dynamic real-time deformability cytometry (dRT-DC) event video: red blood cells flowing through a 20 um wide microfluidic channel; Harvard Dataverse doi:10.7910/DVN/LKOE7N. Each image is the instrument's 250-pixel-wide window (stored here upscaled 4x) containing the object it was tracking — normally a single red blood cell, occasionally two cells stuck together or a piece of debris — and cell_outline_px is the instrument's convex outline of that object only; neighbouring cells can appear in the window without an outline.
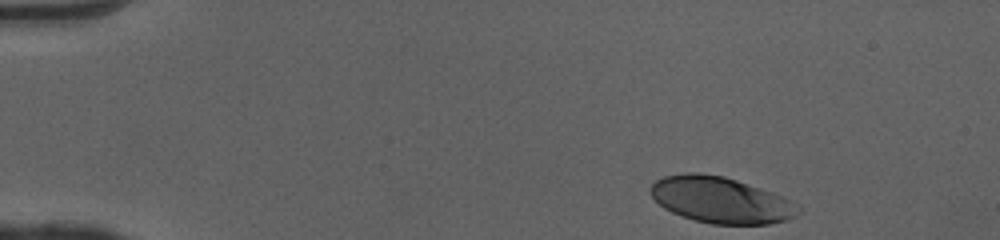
{"species": "human", "species_latin": "Homo sapiens", "temperature_condition": "cold", "stored_images_in_passage": 38, "camera_frame_rate_fps": 3000, "um_per_image_px": 0.085, "donor": {"sex": "female"}, "frame": {"image": 1, "passage_image": 1, "time_ms": 0.0, "image_size_px": [1000, 240], "cell_outline_px": [[804, 208], [796, 216], [788, 220], [768, 224], [712, 224], [696, 220], [672, 212], [664, 208], [648, 192], [652, 184], [656, 180], [664, 176], [688, 172], [696, 172], [724, 176], [772, 192], [800, 204]], "centroid_in_image_um": [61.31, 17.0], "position_along_channel_um": 23.7, "area_um2": 39.82}}
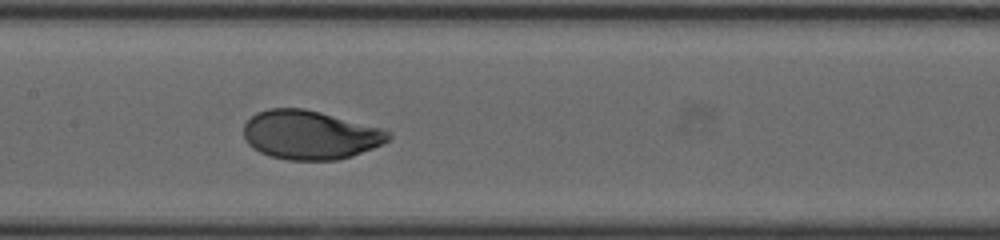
{"frame": {"image": 2, "passage_image": 20, "time_ms": 6.333, "image_size_px": [1000, 240], "cell_outline_px": [[392, 136], [388, 140], [372, 148], [352, 156], [336, 160], [288, 160], [268, 156], [252, 148], [244, 140], [244, 124], [256, 112], [268, 108], [304, 108], [320, 112], [380, 128], [392, 132]], "centroid_in_image_um": [26.31, 11.47], "position_along_channel_um": 181.1, "area_um2": 41.21}}
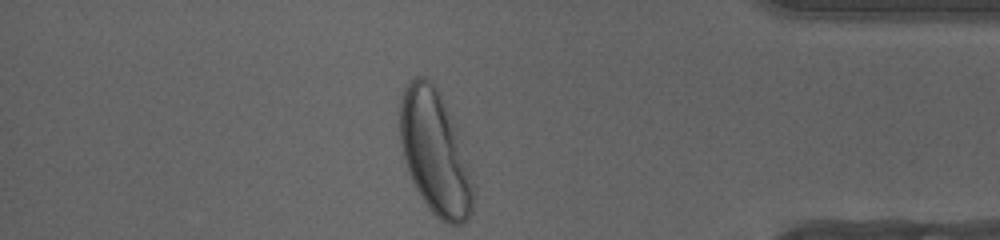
{"frame": {"image": 3, "passage_image": 38, "time_ms": 12.333, "image_size_px": [1000, 240], "cell_outline_px": [[472, 212], [464, 224], [448, 224], [440, 220], [432, 212], [420, 196], [412, 180], [404, 160], [400, 140], [400, 96], [404, 88], [416, 76], [424, 76], [432, 80], [456, 128], [472, 176]], "centroid_in_image_um": [36.95, 12.98], "position_along_channel_um": 398.3, "area_um2": 52.25}, "authors_computed_cell_mechanics": {"area_um2": 41.3559, "velocity_mm_per_s": 4.0458, "shape_relaxation_time_tau1_ms": 2.6213, "shape_relaxation_time_tau2_ms": null, "deformation_change_tau1": 0.1659, "deformation_change_tau2": null}}